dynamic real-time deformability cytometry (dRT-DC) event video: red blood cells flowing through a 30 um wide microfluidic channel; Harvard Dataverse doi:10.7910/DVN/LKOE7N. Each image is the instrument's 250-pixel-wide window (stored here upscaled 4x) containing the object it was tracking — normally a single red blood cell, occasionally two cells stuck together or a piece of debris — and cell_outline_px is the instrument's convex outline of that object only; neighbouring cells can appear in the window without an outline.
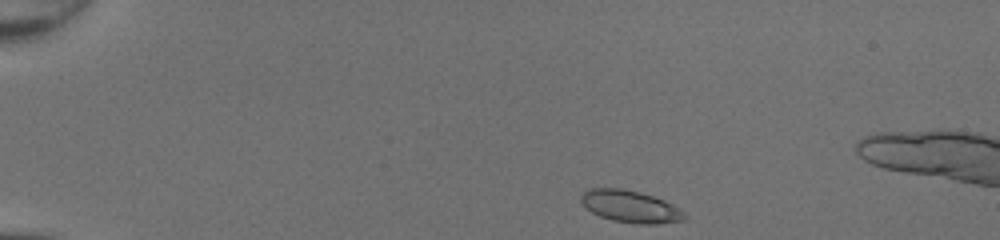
{"species": "common noctule bat (a hibernating species)", "species_latin": "Nyctalus noctula", "temperature_condition": "room temperature", "stored_images_in_passage": 40, "camera_frame_rate_fps": 3000, "um_per_image_px": 0.085, "animal": {"sex": "female", "body_mass_g": 20.0, "forearm_length_mm": 54.0}, "frame": {"image": 1, "passage_image": 1, "time_ms": 0.0, "image_size_px": [1000, 240], "cell_outline_px": [[688, 220], [656, 224], [640, 224], [612, 220], [600, 216], [592, 212], [580, 200], [580, 196], [588, 188], [624, 188], [640, 192], [664, 200], [672, 204], [684, 212], [688, 216]], "centroid_in_image_um": [53.62, 17.55], "position_along_channel_um": 31.4, "area_um2": 19.42}}
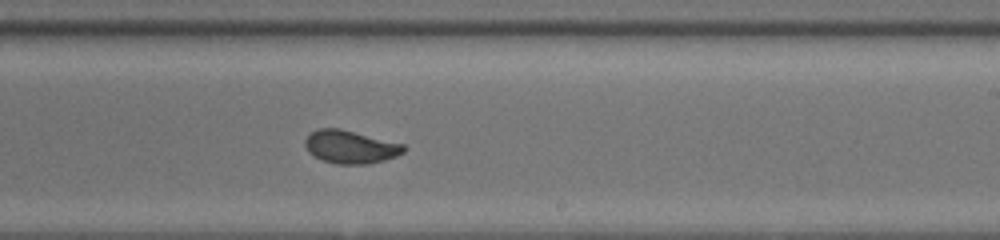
{"frame": {"image": 2, "passage_image": 24, "time_ms": 7.667, "image_size_px": [1000, 240], "cell_outline_px": [[408, 148], [404, 152], [396, 156], [384, 160], [368, 164], [336, 164], [312, 156], [308, 152], [304, 144], [304, 140], [316, 128], [340, 128], [404, 144]], "centroid_in_image_um": [29.78, 12.48], "position_along_channel_um": 259.2, "area_um2": 19.13}}
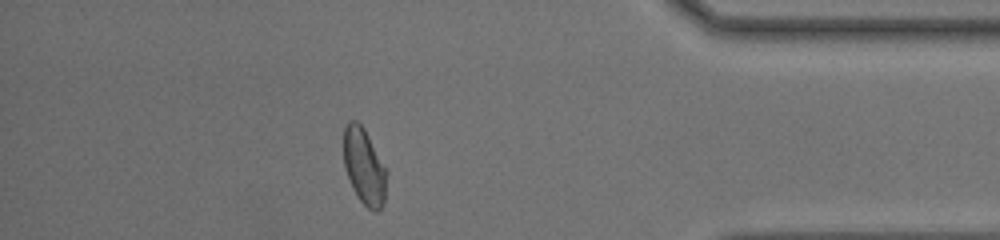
{"frame": {"image": 3, "passage_image": 36, "time_ms": 11.667, "image_size_px": [1000, 240], "cell_outline_px": [[388, 172], [384, 204], [376, 212], [368, 208], [360, 200], [352, 188], [344, 168], [344, 124], [348, 120], [356, 120], [364, 128]], "centroid_in_image_um": [30.96, 14.15], "position_along_channel_um": 404.2, "area_um2": 19.25}}